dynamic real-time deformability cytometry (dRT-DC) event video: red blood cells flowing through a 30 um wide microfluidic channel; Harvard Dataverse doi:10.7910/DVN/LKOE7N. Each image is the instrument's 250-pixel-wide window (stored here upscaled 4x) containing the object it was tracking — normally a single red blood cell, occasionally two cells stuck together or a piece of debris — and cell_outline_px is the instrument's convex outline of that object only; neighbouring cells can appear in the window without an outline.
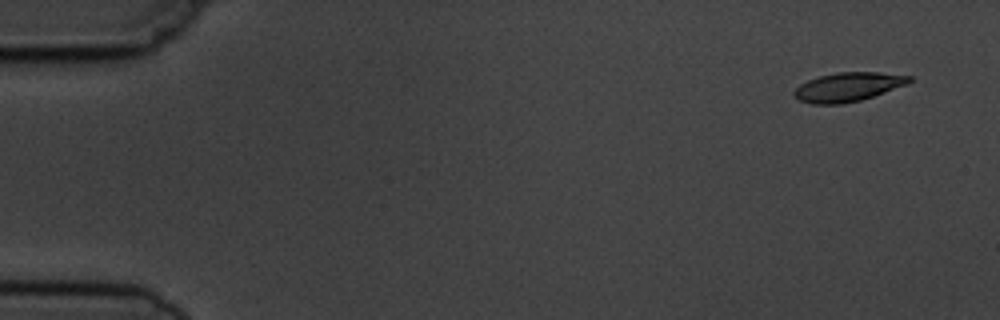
{"species": "common noctule bat (a hibernating species)", "species_latin": "Nyctalus noctula", "temperature_condition": "cold", "stored_images_in_passage": 6, "camera_frame_rate_fps": 3000, "um_per_image_px": 0.085, "animal": {"sex": "male", "body_mass_g": 19.5, "forearm_length_mm": 54.6}, "frame": {"image": 1, "passage_image": 1, "time_ms": 0.0, "image_size_px": [1000, 320], "cell_outline_px": [[912, 80], [908, 84], [860, 100], [840, 104], [812, 104], [800, 100], [792, 92], [800, 84], [808, 80], [820, 76], [836, 72], [880, 72], [912, 76]], "centroid_in_image_um": [72.09, 7.38], "position_along_channel_um": 12.9, "area_um2": 19.31}}
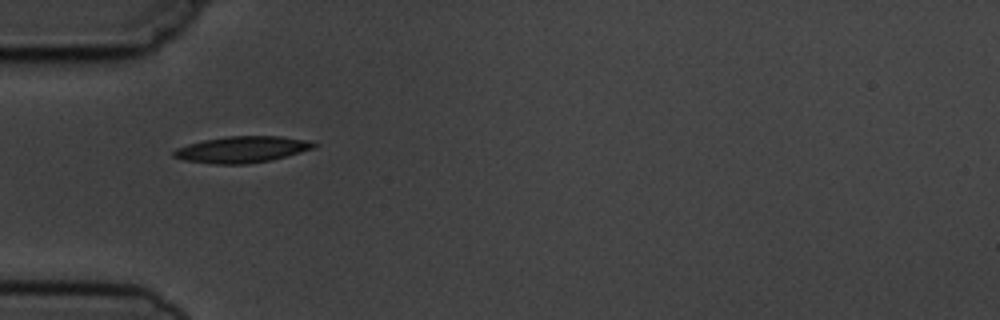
{"frame": {"image": 2, "passage_image": 5, "time_ms": 4.667, "image_size_px": [1000, 320], "cell_outline_px": [[320, 144], [316, 148], [272, 160], [248, 164], [216, 164], [184, 160], [172, 156], [172, 152], [176, 148], [188, 144], [204, 140], [228, 136], [280, 136], [308, 140]], "centroid_in_image_um": [20.61, 12.7], "position_along_channel_um": 64.4, "area_um2": 21.68}}
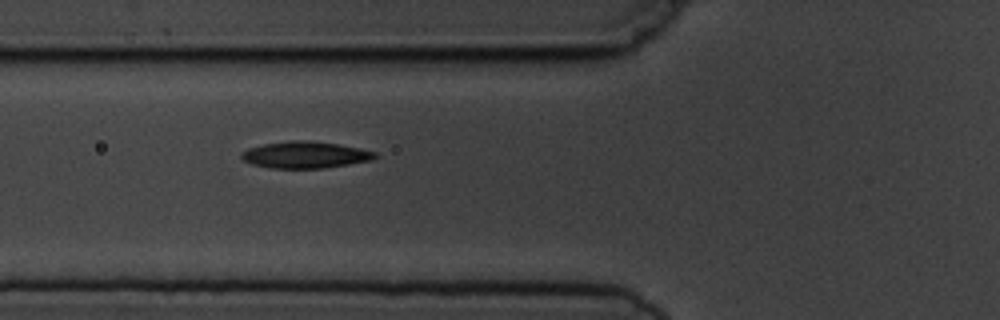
{"frame": {"image": 3, "passage_image": 6, "time_ms": 5.667, "image_size_px": [1000, 320], "cell_outline_px": [[380, 156], [372, 160], [324, 168], [272, 168], [252, 164], [244, 160], [240, 156], [248, 148], [264, 144], [292, 140], [308, 140], [336, 144], [360, 148], [376, 152]], "centroid_in_image_um": [25.98, 13.16], "position_along_channel_um": 99.8, "area_um2": 20.63}}